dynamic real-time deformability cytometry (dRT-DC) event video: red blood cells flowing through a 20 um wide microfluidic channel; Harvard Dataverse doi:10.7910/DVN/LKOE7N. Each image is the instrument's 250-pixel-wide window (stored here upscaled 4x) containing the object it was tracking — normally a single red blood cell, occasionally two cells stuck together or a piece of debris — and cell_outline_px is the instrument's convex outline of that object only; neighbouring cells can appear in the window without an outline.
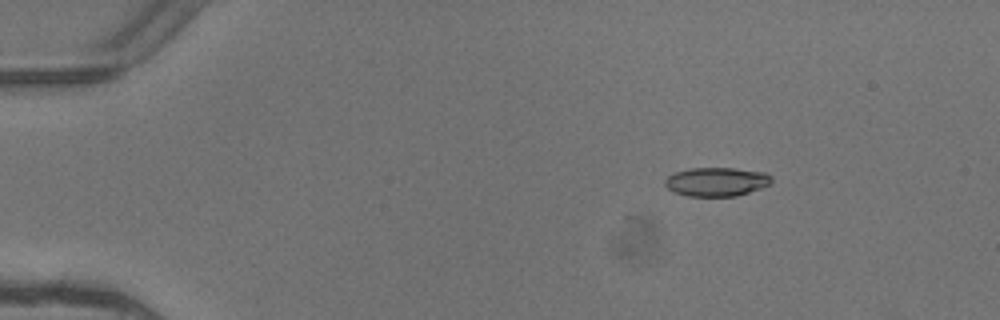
{"species": "common noctule bat (a hibernating species)", "species_latin": "Nyctalus noctula", "temperature_condition": "warm", "stored_images_in_passage": 3, "camera_frame_rate_fps": 3000, "um_per_image_px": 0.085, "animal": {"sex": "female"}, "frame": {"image": 1, "passage_image": 1, "time_ms": 0.0, "image_size_px": [1000, 320], "cell_outline_px": [[772, 180], [768, 184], [760, 188], [736, 196], [688, 196], [676, 192], [668, 188], [664, 184], [664, 180], [668, 176], [676, 172], [688, 168], [732, 168], [764, 172], [772, 176]], "centroid_in_image_um": [60.89, 15.44], "position_along_channel_um": 24.1, "area_um2": 17.74}}